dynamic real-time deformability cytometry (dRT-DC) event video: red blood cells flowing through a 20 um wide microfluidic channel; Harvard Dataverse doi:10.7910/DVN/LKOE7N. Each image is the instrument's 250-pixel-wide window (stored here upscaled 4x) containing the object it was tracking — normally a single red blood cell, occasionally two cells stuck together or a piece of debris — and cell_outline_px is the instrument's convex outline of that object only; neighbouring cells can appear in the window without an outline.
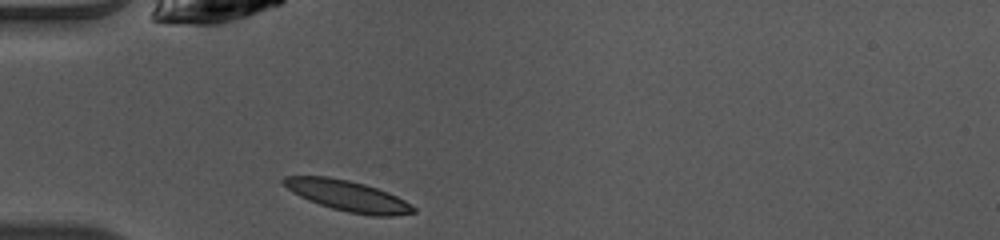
{"species": "common noctule bat (a hibernating species)", "species_latin": "Nyctalus noctula", "temperature_condition": "warm", "stored_images_in_passage": 35, "camera_frame_rate_fps": 3000, "um_per_image_px": 0.085, "animal": {"sex": "female", "body_mass_g": 10.0, "forearm_length_mm": 53.1}, "frame": {"image": 1, "passage_image": 1, "time_ms": 0.0, "image_size_px": [1000, 240], "cell_outline_px": [[416, 212], [392, 216], [372, 216], [348, 212], [332, 208], [308, 200], [292, 192], [280, 180], [284, 176], [328, 176], [348, 180], [364, 184], [388, 192], [404, 200], [416, 208]], "centroid_in_image_um": [29.56, 16.64], "position_along_channel_um": 55.4, "area_um2": 23.06}}
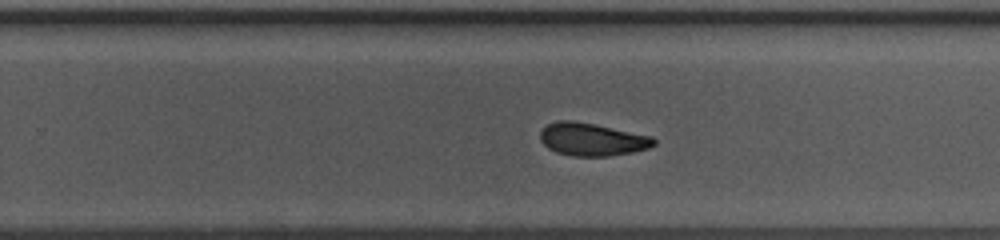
{"frame": {"image": 2, "passage_image": 18, "time_ms": 5.667, "image_size_px": [1000, 240], "cell_outline_px": [[656, 144], [648, 148], [632, 152], [608, 156], [572, 156], [556, 152], [548, 148], [540, 140], [540, 132], [548, 124], [556, 120], [572, 120], [652, 136], [656, 140]], "centroid_in_image_um": [50.31, 11.85], "position_along_channel_um": 279.5, "area_um2": 21.56}}
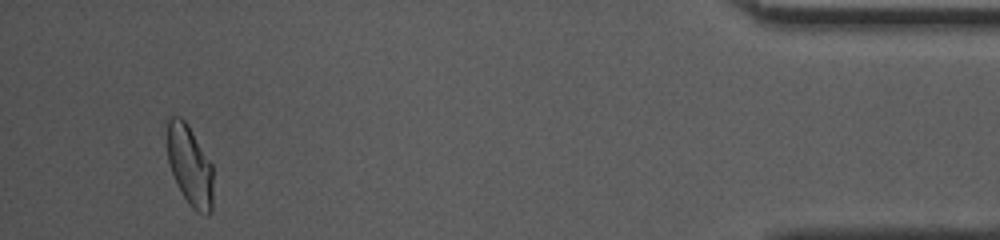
{"frame": {"image": 3, "passage_image": 33, "time_ms": 10.667, "image_size_px": [1000, 240], "cell_outline_px": [[212, 212], [208, 216], [196, 212], [192, 208], [184, 196], [172, 172], [168, 160], [168, 116], [180, 116], [188, 124], [212, 164]], "centroid_in_image_um": [16.16, 14.08], "position_along_channel_um": 419.0, "area_um2": 21.27}, "authors_computed_cell_mechanics": {"area_um2": 22.0796, "velocity_mm_per_s": 4.0789, "shape_relaxation_time_tau1_ms": 6.2741, "shape_relaxation_time_tau2_ms": 3.6998, "deformation_change_tau1": 0.1657, "deformation_change_tau2": 0.096}}